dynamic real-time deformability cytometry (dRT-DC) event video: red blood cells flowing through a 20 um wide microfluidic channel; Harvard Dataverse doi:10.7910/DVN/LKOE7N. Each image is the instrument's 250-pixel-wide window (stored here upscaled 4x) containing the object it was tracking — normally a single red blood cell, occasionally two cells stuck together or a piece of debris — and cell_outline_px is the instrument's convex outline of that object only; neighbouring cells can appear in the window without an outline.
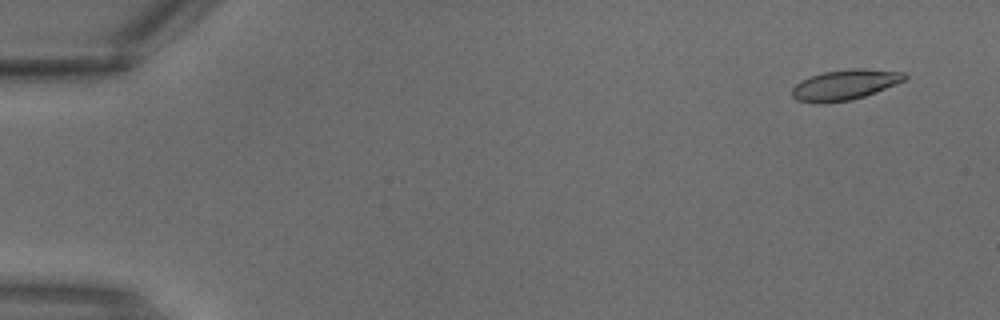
{"species": "common noctule bat (a hibernating species)", "species_latin": "Nyctalus noctula", "temperature_condition": "warm", "stored_images_in_passage": 3, "segment_of_instrument_passage": [1, 2], "camera_frame_rate_fps": 3000, "um_per_image_px": 0.085, "animal": {"sex": "male", "body_mass_g": 18.8}, "frame": {"image": 1, "passage_image": 1, "time_ms": 0.0, "image_size_px": [1000, 320], "cell_outline_px": [[908, 76], [904, 80], [896, 84], [876, 92], [852, 100], [824, 104], [820, 104], [796, 100], [792, 96], [792, 88], [800, 80], [824, 72], [852, 68], [864, 68], [904, 72]], "centroid_in_image_um": [71.8, 7.22], "position_along_channel_um": 13.2, "area_um2": 20.06}}